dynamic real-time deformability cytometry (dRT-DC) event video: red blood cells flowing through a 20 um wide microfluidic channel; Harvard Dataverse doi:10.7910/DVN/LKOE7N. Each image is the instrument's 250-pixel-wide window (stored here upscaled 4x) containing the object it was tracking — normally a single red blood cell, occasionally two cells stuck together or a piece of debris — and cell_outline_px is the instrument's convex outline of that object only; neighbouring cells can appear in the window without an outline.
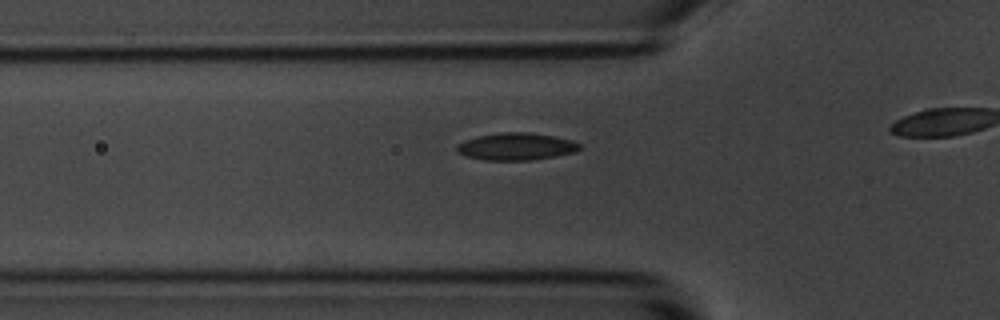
{"species": "common noctule bat (a hibernating species)", "species_latin": "Nyctalus noctula", "temperature_condition": "room temperature", "stored_images_in_passage": 21, "camera_frame_rate_fps": 3000, "um_per_image_px": 0.085, "animal": {"sex": "male", "body_mass_g": 20.1, "forearm_length_mm": 53.5}, "frame": {"image": 1, "passage_image": 9, "time_ms": 2.667, "image_size_px": [1000, 320], "cell_outline_px": [[580, 148], [576, 152], [556, 156], [528, 160], [484, 160], [464, 156], [456, 152], [456, 144], [464, 140], [476, 136], [500, 132], [528, 132], [552, 136], [572, 140], [580, 144]], "centroid_in_image_um": [43.82, 12.45], "position_along_channel_um": 82.0, "area_um2": 19.65}}
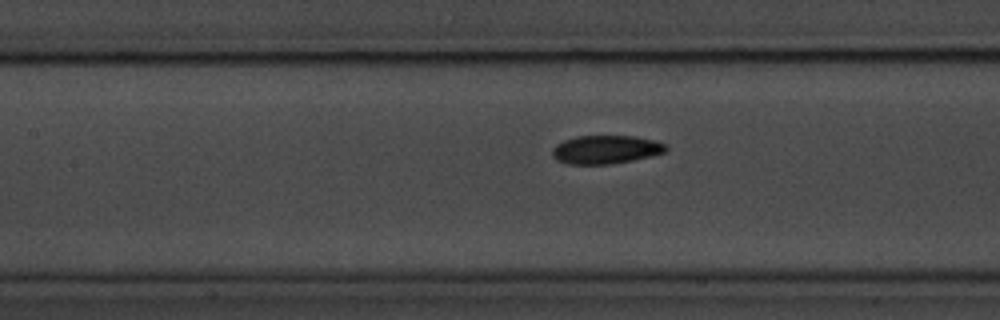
{"frame": {"image": 2, "passage_image": 15, "time_ms": 4.667, "image_size_px": [1000, 320], "cell_outline_px": [[668, 148], [664, 152], [652, 156], [612, 164], [568, 164], [556, 160], [552, 156], [552, 148], [556, 144], [564, 140], [576, 136], [636, 136], [668, 144]], "centroid_in_image_um": [51.48, 12.71], "position_along_channel_um": 155.9, "area_um2": 18.96}}
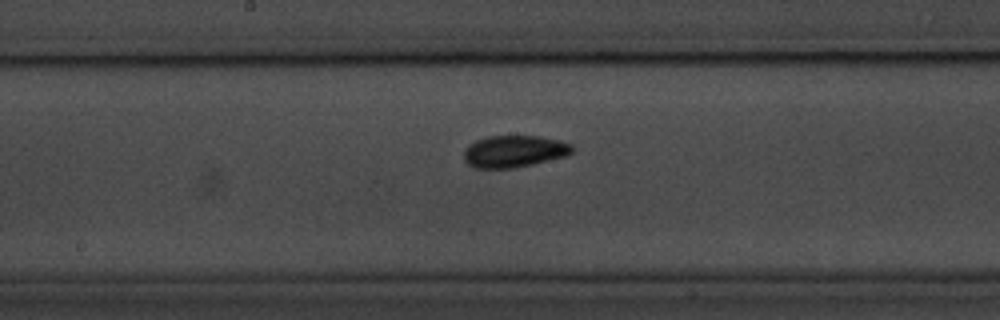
{"frame": {"image": 3, "passage_image": 19, "time_ms": 6.0, "image_size_px": [1000, 320], "cell_outline_px": [[572, 152], [564, 156], [532, 164], [512, 168], [476, 168], [468, 164], [464, 160], [464, 148], [476, 140], [488, 136], [540, 136], [560, 140], [572, 144]], "centroid_in_image_um": [43.68, 12.85], "position_along_channel_um": 204.5, "area_um2": 20.06}}